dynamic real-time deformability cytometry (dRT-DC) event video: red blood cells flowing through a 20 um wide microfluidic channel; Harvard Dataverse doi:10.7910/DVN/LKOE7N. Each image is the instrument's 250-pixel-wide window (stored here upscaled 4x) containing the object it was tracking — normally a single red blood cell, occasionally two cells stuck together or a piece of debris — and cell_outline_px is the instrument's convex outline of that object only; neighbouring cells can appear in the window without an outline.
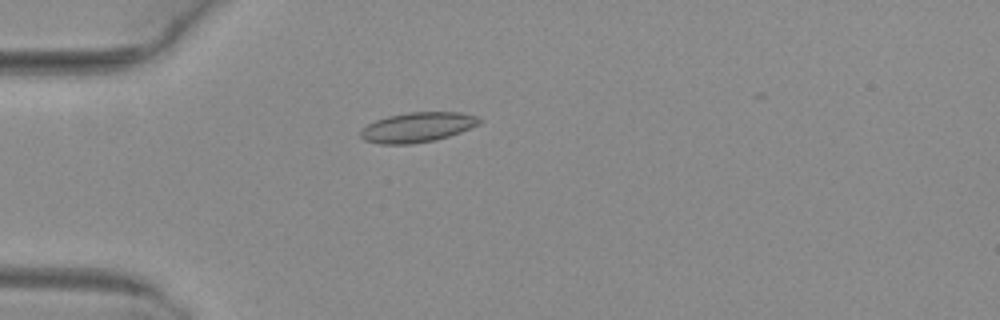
{"species": "common noctule bat (a hibernating species)", "species_latin": "Nyctalus noctula", "temperature_condition": "warm", "stored_images_in_passage": 5, "camera_frame_rate_fps": 3000, "um_per_image_px": 0.085, "animal": {"sex": "female", "body_mass_g": 29.2, "forearm_length_mm": 56.3}, "frame": {"image": 1, "passage_image": 4, "time_ms": 1.0, "image_size_px": [1000, 320], "cell_outline_px": [[484, 120], [480, 124], [460, 132], [436, 140], [412, 144], [380, 144], [364, 140], [360, 136], [360, 128], [376, 120], [388, 116], [408, 112], [460, 112], [476, 116]], "centroid_in_image_um": [35.48, 10.82], "position_along_channel_um": 49.5, "area_um2": 20.81}}